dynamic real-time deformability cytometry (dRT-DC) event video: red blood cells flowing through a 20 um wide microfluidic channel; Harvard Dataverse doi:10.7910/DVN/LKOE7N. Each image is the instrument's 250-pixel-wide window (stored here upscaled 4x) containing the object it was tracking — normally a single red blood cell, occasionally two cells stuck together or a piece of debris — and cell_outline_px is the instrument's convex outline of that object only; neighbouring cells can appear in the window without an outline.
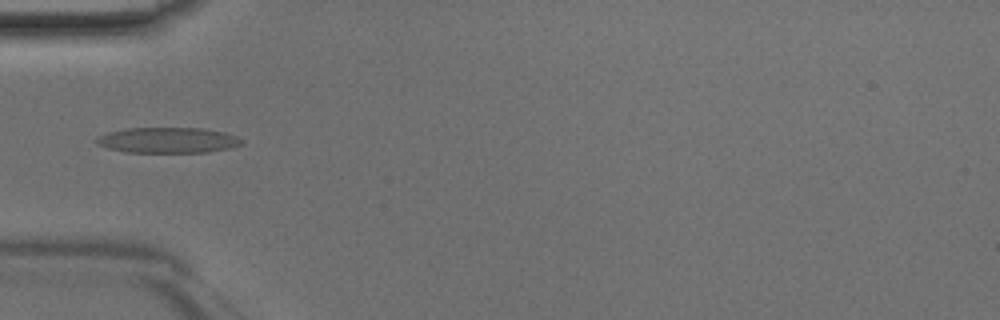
{"species": "Egyptian fruit bat (a non-hibernating species)", "species_latin": "Rousettus aegyptiacus", "temperature_condition": "room temperature", "stored_images_in_passage": 32, "camera_frame_rate_fps": 3000, "um_per_image_px": 0.085, "animal": {"sex": "male"}, "frame": {"image": 1, "passage_image": 1, "time_ms": 0.0, "image_size_px": [1000, 320], "cell_outline_px": [[244, 144], [232, 148], [208, 152], [124, 152], [108, 148], [96, 144], [92, 140], [96, 136], [108, 132], [128, 128], [204, 128], [224, 132], [236, 136], [244, 140]], "centroid_in_image_um": [14.26, 11.92], "position_along_channel_um": 70.7, "area_um2": 21.96}}
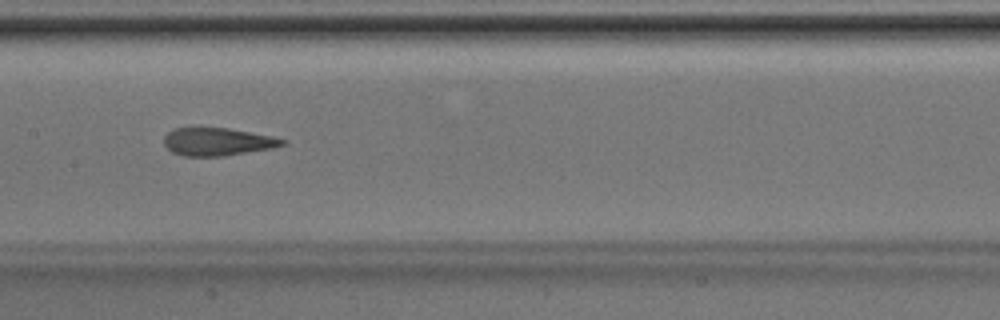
{"frame": {"image": 2, "passage_image": 9, "time_ms": 2.667, "image_size_px": [1000, 320], "cell_outline_px": [[288, 144], [272, 148], [224, 156], [184, 156], [172, 152], [164, 144], [164, 136], [168, 132], [176, 128], [192, 124], [228, 128], [272, 136], [288, 140]], "centroid_in_image_um": [18.46, 12.0], "position_along_channel_um": 188.9, "area_um2": 19.94}}
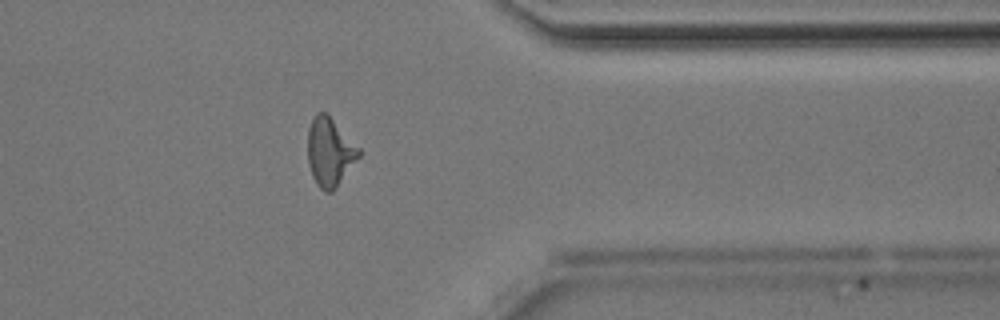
{"frame": {"image": 3, "passage_image": 23, "time_ms": 7.333, "image_size_px": [1000, 320], "cell_outline_px": [[360, 156], [336, 188], [332, 192], [324, 192], [316, 184], [312, 176], [308, 164], [308, 128], [316, 112], [324, 112], [360, 148]], "centroid_in_image_um": [28.02, 12.96], "position_along_channel_um": 383.4, "area_um2": 20.17}}